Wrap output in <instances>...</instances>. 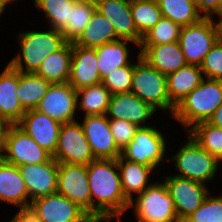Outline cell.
<instances>
[{"label":"cell","instance_id":"cell-7","mask_svg":"<svg viewBox=\"0 0 222 222\" xmlns=\"http://www.w3.org/2000/svg\"><path fill=\"white\" fill-rule=\"evenodd\" d=\"M0 158L9 164L22 166L48 162L52 155L17 125H10L4 141L3 154Z\"/></svg>","mask_w":222,"mask_h":222},{"label":"cell","instance_id":"cell-16","mask_svg":"<svg viewBox=\"0 0 222 222\" xmlns=\"http://www.w3.org/2000/svg\"><path fill=\"white\" fill-rule=\"evenodd\" d=\"M31 201L57 193L58 162L52 157L41 164L18 166Z\"/></svg>","mask_w":222,"mask_h":222},{"label":"cell","instance_id":"cell-44","mask_svg":"<svg viewBox=\"0 0 222 222\" xmlns=\"http://www.w3.org/2000/svg\"><path fill=\"white\" fill-rule=\"evenodd\" d=\"M9 126L10 124L2 116H0V156L2 155L1 152L4 148V141Z\"/></svg>","mask_w":222,"mask_h":222},{"label":"cell","instance_id":"cell-25","mask_svg":"<svg viewBox=\"0 0 222 222\" xmlns=\"http://www.w3.org/2000/svg\"><path fill=\"white\" fill-rule=\"evenodd\" d=\"M170 103L176 107L204 79L200 66L187 65L166 75Z\"/></svg>","mask_w":222,"mask_h":222},{"label":"cell","instance_id":"cell-12","mask_svg":"<svg viewBox=\"0 0 222 222\" xmlns=\"http://www.w3.org/2000/svg\"><path fill=\"white\" fill-rule=\"evenodd\" d=\"M164 183L173 199L179 222L194 213L209 194L204 183L189 178L167 176Z\"/></svg>","mask_w":222,"mask_h":222},{"label":"cell","instance_id":"cell-28","mask_svg":"<svg viewBox=\"0 0 222 222\" xmlns=\"http://www.w3.org/2000/svg\"><path fill=\"white\" fill-rule=\"evenodd\" d=\"M128 42L134 43L130 40L119 39L94 48L101 79L113 70L132 63L128 59L129 49L126 47Z\"/></svg>","mask_w":222,"mask_h":222},{"label":"cell","instance_id":"cell-21","mask_svg":"<svg viewBox=\"0 0 222 222\" xmlns=\"http://www.w3.org/2000/svg\"><path fill=\"white\" fill-rule=\"evenodd\" d=\"M141 58L167 75L188 65L179 41L160 45H139Z\"/></svg>","mask_w":222,"mask_h":222},{"label":"cell","instance_id":"cell-13","mask_svg":"<svg viewBox=\"0 0 222 222\" xmlns=\"http://www.w3.org/2000/svg\"><path fill=\"white\" fill-rule=\"evenodd\" d=\"M77 91L68 83L51 84L35 110L64 123L75 122Z\"/></svg>","mask_w":222,"mask_h":222},{"label":"cell","instance_id":"cell-3","mask_svg":"<svg viewBox=\"0 0 222 222\" xmlns=\"http://www.w3.org/2000/svg\"><path fill=\"white\" fill-rule=\"evenodd\" d=\"M19 42L22 52L18 53L9 64L19 72L35 74L41 63L67 41L60 31L51 28L45 32H20ZM23 61L24 64H22Z\"/></svg>","mask_w":222,"mask_h":222},{"label":"cell","instance_id":"cell-31","mask_svg":"<svg viewBox=\"0 0 222 222\" xmlns=\"http://www.w3.org/2000/svg\"><path fill=\"white\" fill-rule=\"evenodd\" d=\"M111 93L103 83L77 90V106L88 115H105ZM80 99V100H79Z\"/></svg>","mask_w":222,"mask_h":222},{"label":"cell","instance_id":"cell-26","mask_svg":"<svg viewBox=\"0 0 222 222\" xmlns=\"http://www.w3.org/2000/svg\"><path fill=\"white\" fill-rule=\"evenodd\" d=\"M73 42H66L60 49L49 55L35 73L51 84L68 82L70 77Z\"/></svg>","mask_w":222,"mask_h":222},{"label":"cell","instance_id":"cell-30","mask_svg":"<svg viewBox=\"0 0 222 222\" xmlns=\"http://www.w3.org/2000/svg\"><path fill=\"white\" fill-rule=\"evenodd\" d=\"M157 2L162 17L181 27L195 24L203 18L197 10L195 0H157Z\"/></svg>","mask_w":222,"mask_h":222},{"label":"cell","instance_id":"cell-23","mask_svg":"<svg viewBox=\"0 0 222 222\" xmlns=\"http://www.w3.org/2000/svg\"><path fill=\"white\" fill-rule=\"evenodd\" d=\"M28 190L18 166L0 158V200L21 208L30 206Z\"/></svg>","mask_w":222,"mask_h":222},{"label":"cell","instance_id":"cell-24","mask_svg":"<svg viewBox=\"0 0 222 222\" xmlns=\"http://www.w3.org/2000/svg\"><path fill=\"white\" fill-rule=\"evenodd\" d=\"M117 164L120 171L124 196L128 202H131L134 200L132 195L133 192L139 195L151 185L147 182L150 177L149 175H151L150 173H152L155 168L129 161L122 156L117 158Z\"/></svg>","mask_w":222,"mask_h":222},{"label":"cell","instance_id":"cell-29","mask_svg":"<svg viewBox=\"0 0 222 222\" xmlns=\"http://www.w3.org/2000/svg\"><path fill=\"white\" fill-rule=\"evenodd\" d=\"M51 83L34 73L19 72L17 96L25 111L35 110Z\"/></svg>","mask_w":222,"mask_h":222},{"label":"cell","instance_id":"cell-35","mask_svg":"<svg viewBox=\"0 0 222 222\" xmlns=\"http://www.w3.org/2000/svg\"><path fill=\"white\" fill-rule=\"evenodd\" d=\"M35 6L42 10L49 19L51 28L62 31L69 21L70 8L78 0H33Z\"/></svg>","mask_w":222,"mask_h":222},{"label":"cell","instance_id":"cell-19","mask_svg":"<svg viewBox=\"0 0 222 222\" xmlns=\"http://www.w3.org/2000/svg\"><path fill=\"white\" fill-rule=\"evenodd\" d=\"M156 112L148 103L132 92L111 95L108 110L105 115L111 119L126 120L138 127H146V120Z\"/></svg>","mask_w":222,"mask_h":222},{"label":"cell","instance_id":"cell-14","mask_svg":"<svg viewBox=\"0 0 222 222\" xmlns=\"http://www.w3.org/2000/svg\"><path fill=\"white\" fill-rule=\"evenodd\" d=\"M81 125L95 159H117L121 156V150L111 134L107 115L85 116Z\"/></svg>","mask_w":222,"mask_h":222},{"label":"cell","instance_id":"cell-17","mask_svg":"<svg viewBox=\"0 0 222 222\" xmlns=\"http://www.w3.org/2000/svg\"><path fill=\"white\" fill-rule=\"evenodd\" d=\"M96 11L105 16L113 25L119 39L133 41L140 45L142 36L135 28L131 13V0H94Z\"/></svg>","mask_w":222,"mask_h":222},{"label":"cell","instance_id":"cell-6","mask_svg":"<svg viewBox=\"0 0 222 222\" xmlns=\"http://www.w3.org/2000/svg\"><path fill=\"white\" fill-rule=\"evenodd\" d=\"M188 142L171 158L180 174L201 183L214 179L219 160L203 149L189 134Z\"/></svg>","mask_w":222,"mask_h":222},{"label":"cell","instance_id":"cell-49","mask_svg":"<svg viewBox=\"0 0 222 222\" xmlns=\"http://www.w3.org/2000/svg\"><path fill=\"white\" fill-rule=\"evenodd\" d=\"M2 1H4L8 5V3L10 4L11 1H15V0H2Z\"/></svg>","mask_w":222,"mask_h":222},{"label":"cell","instance_id":"cell-45","mask_svg":"<svg viewBox=\"0 0 222 222\" xmlns=\"http://www.w3.org/2000/svg\"><path fill=\"white\" fill-rule=\"evenodd\" d=\"M207 122L222 129V104L215 110Z\"/></svg>","mask_w":222,"mask_h":222},{"label":"cell","instance_id":"cell-40","mask_svg":"<svg viewBox=\"0 0 222 222\" xmlns=\"http://www.w3.org/2000/svg\"><path fill=\"white\" fill-rule=\"evenodd\" d=\"M108 119L114 141L122 151L133 140L139 127L126 120Z\"/></svg>","mask_w":222,"mask_h":222},{"label":"cell","instance_id":"cell-33","mask_svg":"<svg viewBox=\"0 0 222 222\" xmlns=\"http://www.w3.org/2000/svg\"><path fill=\"white\" fill-rule=\"evenodd\" d=\"M189 132V133H188ZM192 138L208 153L216 157L219 161L222 159V129L207 121L195 124L187 130Z\"/></svg>","mask_w":222,"mask_h":222},{"label":"cell","instance_id":"cell-41","mask_svg":"<svg viewBox=\"0 0 222 222\" xmlns=\"http://www.w3.org/2000/svg\"><path fill=\"white\" fill-rule=\"evenodd\" d=\"M195 2L200 15V12L203 11V18L214 17L213 13L219 14V0H195Z\"/></svg>","mask_w":222,"mask_h":222},{"label":"cell","instance_id":"cell-48","mask_svg":"<svg viewBox=\"0 0 222 222\" xmlns=\"http://www.w3.org/2000/svg\"><path fill=\"white\" fill-rule=\"evenodd\" d=\"M222 13V0H219V14Z\"/></svg>","mask_w":222,"mask_h":222},{"label":"cell","instance_id":"cell-32","mask_svg":"<svg viewBox=\"0 0 222 222\" xmlns=\"http://www.w3.org/2000/svg\"><path fill=\"white\" fill-rule=\"evenodd\" d=\"M96 11L94 0H78L70 8L69 21L61 31L67 42H75L84 32L85 27Z\"/></svg>","mask_w":222,"mask_h":222},{"label":"cell","instance_id":"cell-47","mask_svg":"<svg viewBox=\"0 0 222 222\" xmlns=\"http://www.w3.org/2000/svg\"><path fill=\"white\" fill-rule=\"evenodd\" d=\"M5 6H7V4L4 1L0 0V15L4 12L6 8Z\"/></svg>","mask_w":222,"mask_h":222},{"label":"cell","instance_id":"cell-27","mask_svg":"<svg viewBox=\"0 0 222 222\" xmlns=\"http://www.w3.org/2000/svg\"><path fill=\"white\" fill-rule=\"evenodd\" d=\"M116 40L119 38L116 36L112 23L98 11H95L84 32L74 43L81 47L94 49Z\"/></svg>","mask_w":222,"mask_h":222},{"label":"cell","instance_id":"cell-22","mask_svg":"<svg viewBox=\"0 0 222 222\" xmlns=\"http://www.w3.org/2000/svg\"><path fill=\"white\" fill-rule=\"evenodd\" d=\"M18 80L19 71L8 63L0 74V116L10 125H16L26 112L17 96Z\"/></svg>","mask_w":222,"mask_h":222},{"label":"cell","instance_id":"cell-39","mask_svg":"<svg viewBox=\"0 0 222 222\" xmlns=\"http://www.w3.org/2000/svg\"><path fill=\"white\" fill-rule=\"evenodd\" d=\"M200 67L206 79L222 80V42L216 41Z\"/></svg>","mask_w":222,"mask_h":222},{"label":"cell","instance_id":"cell-5","mask_svg":"<svg viewBox=\"0 0 222 222\" xmlns=\"http://www.w3.org/2000/svg\"><path fill=\"white\" fill-rule=\"evenodd\" d=\"M135 201L129 202V208L134 207L138 222H179L164 181L151 183Z\"/></svg>","mask_w":222,"mask_h":222},{"label":"cell","instance_id":"cell-38","mask_svg":"<svg viewBox=\"0 0 222 222\" xmlns=\"http://www.w3.org/2000/svg\"><path fill=\"white\" fill-rule=\"evenodd\" d=\"M184 222H222V196L208 194L202 205Z\"/></svg>","mask_w":222,"mask_h":222},{"label":"cell","instance_id":"cell-36","mask_svg":"<svg viewBox=\"0 0 222 222\" xmlns=\"http://www.w3.org/2000/svg\"><path fill=\"white\" fill-rule=\"evenodd\" d=\"M181 26L162 17L143 36L140 45H160L179 41Z\"/></svg>","mask_w":222,"mask_h":222},{"label":"cell","instance_id":"cell-15","mask_svg":"<svg viewBox=\"0 0 222 222\" xmlns=\"http://www.w3.org/2000/svg\"><path fill=\"white\" fill-rule=\"evenodd\" d=\"M16 125L43 149L54 155L60 133V122L37 110H29Z\"/></svg>","mask_w":222,"mask_h":222},{"label":"cell","instance_id":"cell-4","mask_svg":"<svg viewBox=\"0 0 222 222\" xmlns=\"http://www.w3.org/2000/svg\"><path fill=\"white\" fill-rule=\"evenodd\" d=\"M138 61L134 64L131 91L155 110H170L173 115L175 107L170 103L167 77L151 67L138 53Z\"/></svg>","mask_w":222,"mask_h":222},{"label":"cell","instance_id":"cell-18","mask_svg":"<svg viewBox=\"0 0 222 222\" xmlns=\"http://www.w3.org/2000/svg\"><path fill=\"white\" fill-rule=\"evenodd\" d=\"M29 208L42 222H76L85 212L77 204L58 193L31 201Z\"/></svg>","mask_w":222,"mask_h":222},{"label":"cell","instance_id":"cell-10","mask_svg":"<svg viewBox=\"0 0 222 222\" xmlns=\"http://www.w3.org/2000/svg\"><path fill=\"white\" fill-rule=\"evenodd\" d=\"M52 157L58 163L81 165H88L95 159L81 123L75 121L61 124L56 151Z\"/></svg>","mask_w":222,"mask_h":222},{"label":"cell","instance_id":"cell-43","mask_svg":"<svg viewBox=\"0 0 222 222\" xmlns=\"http://www.w3.org/2000/svg\"><path fill=\"white\" fill-rule=\"evenodd\" d=\"M10 222H42L37 215L30 209L27 208H21L18 210V212L15 214L13 219L10 220Z\"/></svg>","mask_w":222,"mask_h":222},{"label":"cell","instance_id":"cell-8","mask_svg":"<svg viewBox=\"0 0 222 222\" xmlns=\"http://www.w3.org/2000/svg\"><path fill=\"white\" fill-rule=\"evenodd\" d=\"M160 130L152 126L139 127L133 140L121 151L129 161L156 168L164 159L166 139Z\"/></svg>","mask_w":222,"mask_h":222},{"label":"cell","instance_id":"cell-20","mask_svg":"<svg viewBox=\"0 0 222 222\" xmlns=\"http://www.w3.org/2000/svg\"><path fill=\"white\" fill-rule=\"evenodd\" d=\"M95 49L85 48L73 42L70 77L68 83L77 91L101 83Z\"/></svg>","mask_w":222,"mask_h":222},{"label":"cell","instance_id":"cell-46","mask_svg":"<svg viewBox=\"0 0 222 222\" xmlns=\"http://www.w3.org/2000/svg\"><path fill=\"white\" fill-rule=\"evenodd\" d=\"M220 16L219 22L215 23L216 21L213 22L214 27H215V31H216V36H217V40L222 42V13L221 14H217Z\"/></svg>","mask_w":222,"mask_h":222},{"label":"cell","instance_id":"cell-34","mask_svg":"<svg viewBox=\"0 0 222 222\" xmlns=\"http://www.w3.org/2000/svg\"><path fill=\"white\" fill-rule=\"evenodd\" d=\"M131 13L135 28L141 36L162 18L157 0H131Z\"/></svg>","mask_w":222,"mask_h":222},{"label":"cell","instance_id":"cell-42","mask_svg":"<svg viewBox=\"0 0 222 222\" xmlns=\"http://www.w3.org/2000/svg\"><path fill=\"white\" fill-rule=\"evenodd\" d=\"M116 219L106 212H84L76 222H110Z\"/></svg>","mask_w":222,"mask_h":222},{"label":"cell","instance_id":"cell-1","mask_svg":"<svg viewBox=\"0 0 222 222\" xmlns=\"http://www.w3.org/2000/svg\"><path fill=\"white\" fill-rule=\"evenodd\" d=\"M117 169V159H94L87 165L91 212H106L117 218L129 208Z\"/></svg>","mask_w":222,"mask_h":222},{"label":"cell","instance_id":"cell-37","mask_svg":"<svg viewBox=\"0 0 222 222\" xmlns=\"http://www.w3.org/2000/svg\"><path fill=\"white\" fill-rule=\"evenodd\" d=\"M134 64L113 70L102 78L101 83L110 91L111 95L131 91Z\"/></svg>","mask_w":222,"mask_h":222},{"label":"cell","instance_id":"cell-9","mask_svg":"<svg viewBox=\"0 0 222 222\" xmlns=\"http://www.w3.org/2000/svg\"><path fill=\"white\" fill-rule=\"evenodd\" d=\"M216 41L213 17L202 18L195 24L181 27L179 44L188 65L201 66Z\"/></svg>","mask_w":222,"mask_h":222},{"label":"cell","instance_id":"cell-11","mask_svg":"<svg viewBox=\"0 0 222 222\" xmlns=\"http://www.w3.org/2000/svg\"><path fill=\"white\" fill-rule=\"evenodd\" d=\"M57 193L91 212L87 165L58 163Z\"/></svg>","mask_w":222,"mask_h":222},{"label":"cell","instance_id":"cell-2","mask_svg":"<svg viewBox=\"0 0 222 222\" xmlns=\"http://www.w3.org/2000/svg\"><path fill=\"white\" fill-rule=\"evenodd\" d=\"M203 79L176 107L172 115L191 129L195 124L208 121L222 104V80Z\"/></svg>","mask_w":222,"mask_h":222}]
</instances>
